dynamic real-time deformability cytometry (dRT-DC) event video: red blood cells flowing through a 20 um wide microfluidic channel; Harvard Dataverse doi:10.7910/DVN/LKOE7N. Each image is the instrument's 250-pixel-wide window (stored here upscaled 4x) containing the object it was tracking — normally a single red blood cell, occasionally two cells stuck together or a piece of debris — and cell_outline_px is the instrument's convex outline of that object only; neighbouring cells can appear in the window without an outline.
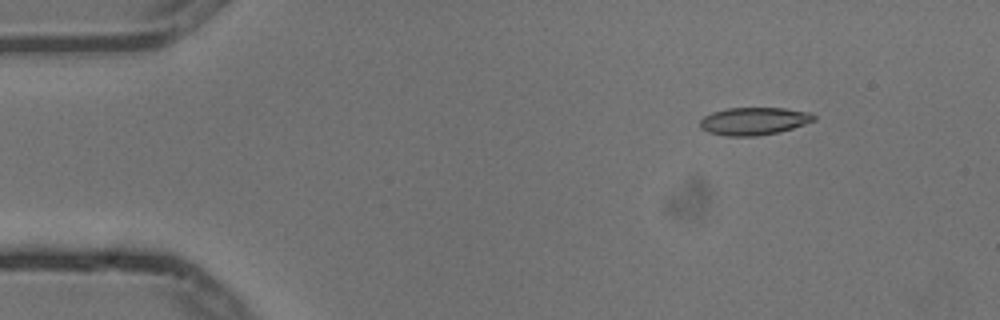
{"species": "common noctule bat (a hibernating species)", "species_latin": "Nyctalus noctula", "temperature_condition": "cold", "stored_images_in_passage": 7, "camera_frame_rate_fps": 3000, "um_per_image_px": 0.085, "animal": {"sex": "male", "body_mass_g": 13.3}, "frame": {"image": 1, "passage_image": 2, "time_ms": 0.333, "image_size_px": [1000, 320], "cell_outline_px": [[816, 120], [780, 132], [756, 136], [728, 136], [708, 132], [700, 128], [700, 120], [704, 116], [712, 112], [728, 108], [784, 108], [812, 112], [816, 116]], "centroid_in_image_um": [64.1, 10.29], "position_along_channel_um": 20.9, "area_um2": 18.44}}
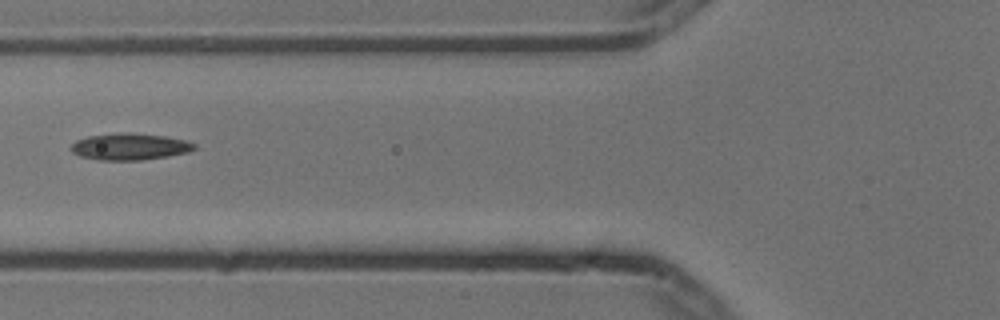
{"frame": {"image": 2, "passage_image": 6, "time_ms": 1.667, "image_size_px": [1000, 320], "cell_outline_px": [[196, 148], [188, 152], [168, 156], [140, 160], [100, 160], [80, 156], [72, 152], [68, 148], [76, 140], [88, 136], [120, 132], [132, 132], [168, 136], [188, 140], [196, 144]], "centroid_in_image_um": [11.04, 12.45], "position_along_channel_um": 114.8, "area_um2": 19.48}}
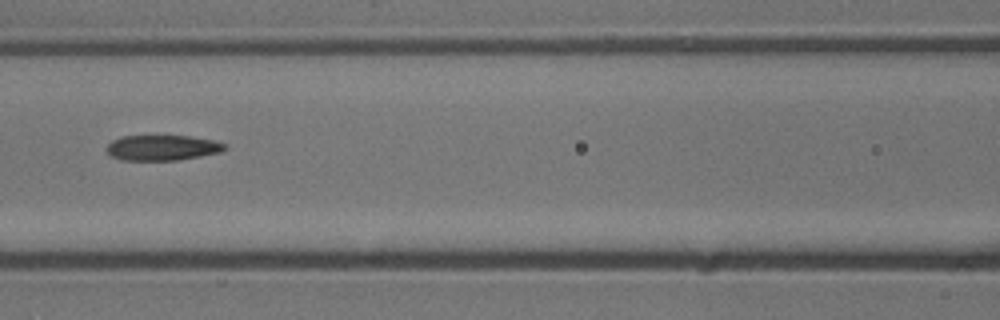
{"frame": {"image": 3, "passage_image": 7, "time_ms": 2.0, "image_size_px": [1000, 320], "cell_outline_px": [[228, 148], [220, 152], [200, 156], [176, 160], [120, 160], [112, 156], [104, 148], [112, 140], [120, 136], [188, 136], [216, 140], [228, 144]], "centroid_in_image_um": [13.81, 12.55], "position_along_channel_um": 152.8, "area_um2": 17.63}}